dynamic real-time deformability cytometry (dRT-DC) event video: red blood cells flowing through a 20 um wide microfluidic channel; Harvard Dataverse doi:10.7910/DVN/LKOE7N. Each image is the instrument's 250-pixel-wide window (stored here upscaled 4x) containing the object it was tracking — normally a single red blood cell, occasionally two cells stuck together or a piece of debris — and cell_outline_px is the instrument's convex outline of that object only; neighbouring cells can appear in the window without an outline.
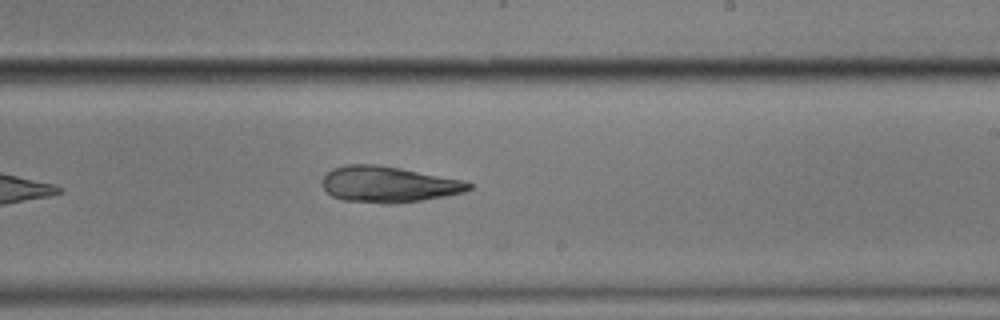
{"species": "common noctule bat (a hibernating species)", "species_latin": "Nyctalus noctula", "temperature_condition": "cold", "stored_images_in_passage": 11, "segment_of_instrument_passage": [1, 2], "camera_frame_rate_fps": 3000, "um_per_image_px": 0.085, "animal": {"sex": "male", "body_mass_g": 17.9}, "frame": {"image": 1, "passage_image": 10, "time_ms": 11.0, "image_size_px": [1000, 320], "cell_outline_px": [[472, 188], [464, 192], [444, 196], [396, 204], [384, 204], [344, 200], [332, 196], [324, 188], [320, 180], [332, 168], [348, 164], [376, 164], [400, 168], [460, 180], [472, 184]], "centroid_in_image_um": [32.96, 15.67], "position_along_channel_um": 256.0, "area_um2": 30.58}}